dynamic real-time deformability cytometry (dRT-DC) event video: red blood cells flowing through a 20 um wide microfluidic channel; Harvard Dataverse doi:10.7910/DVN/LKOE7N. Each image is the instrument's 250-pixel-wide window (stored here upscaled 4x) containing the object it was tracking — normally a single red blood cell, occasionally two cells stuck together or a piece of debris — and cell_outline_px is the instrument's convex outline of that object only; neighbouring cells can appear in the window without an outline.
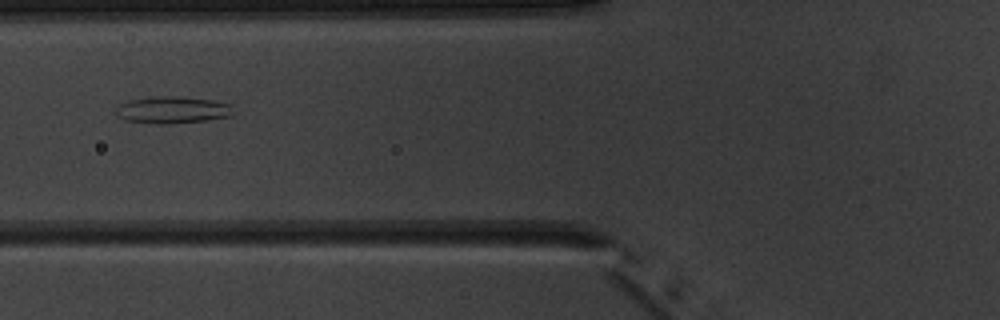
{"species": "common noctule bat (a hibernating species)", "species_latin": "Nyctalus noctula", "temperature_condition": "warm", "stored_images_in_passage": 4, "camera_frame_rate_fps": 3000, "um_per_image_px": 0.085, "animal": {"sex": "male", "body_mass_g": 20.1, "forearm_length_mm": 53.5}, "frame": {"image": 1, "passage_image": 4, "time_ms": 3.667, "image_size_px": [1000, 320], "cell_outline_px": [[236, 112], [232, 116], [204, 120], [168, 124], [160, 124], [124, 120], [116, 112], [116, 108], [120, 104], [128, 100], [148, 96], [176, 96], [212, 100], [232, 104]], "centroid_in_image_um": [14.7, 9.33], "position_along_channel_um": 111.1, "area_um2": 18.61}}